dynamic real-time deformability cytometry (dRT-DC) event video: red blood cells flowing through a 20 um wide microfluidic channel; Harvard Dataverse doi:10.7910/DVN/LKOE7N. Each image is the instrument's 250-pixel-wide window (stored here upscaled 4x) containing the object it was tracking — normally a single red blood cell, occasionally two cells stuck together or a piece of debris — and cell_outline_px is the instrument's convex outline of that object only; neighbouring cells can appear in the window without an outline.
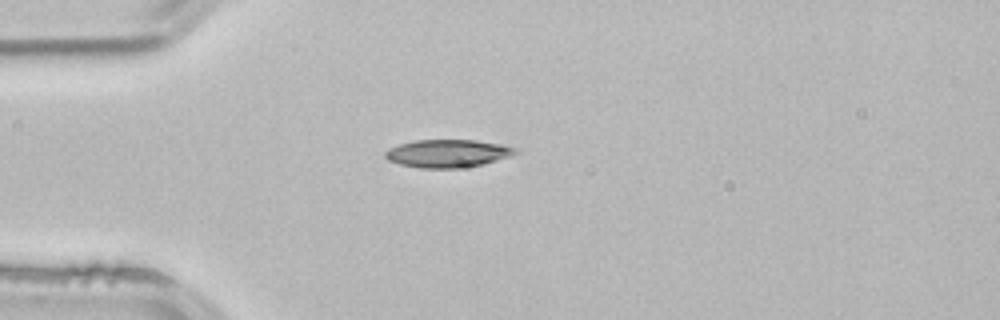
{"species": "common noctule bat (a hibernating species)", "species_latin": "Nyctalus noctula", "temperature_condition": "room temperature", "stored_images_in_passage": 1, "camera_frame_rate_fps": 3000, "um_per_image_px": 0.085, "animal": {"sex": "male", "body_mass_g": 21.5, "forearm_length_mm": 52.0}, "frame": {"image": 1, "passage_image": 1, "time_ms": 0.0, "image_size_px": [1000, 320], "cell_outline_px": [[520, 152], [512, 156], [484, 164], [456, 168], [420, 168], [400, 164], [388, 160], [384, 156], [384, 152], [388, 148], [400, 144], [416, 140], [476, 140], [500, 144], [520, 148]], "centroid_in_image_um": [38.1, 13.04], "position_along_channel_um": 46.9, "area_um2": 21.33}}